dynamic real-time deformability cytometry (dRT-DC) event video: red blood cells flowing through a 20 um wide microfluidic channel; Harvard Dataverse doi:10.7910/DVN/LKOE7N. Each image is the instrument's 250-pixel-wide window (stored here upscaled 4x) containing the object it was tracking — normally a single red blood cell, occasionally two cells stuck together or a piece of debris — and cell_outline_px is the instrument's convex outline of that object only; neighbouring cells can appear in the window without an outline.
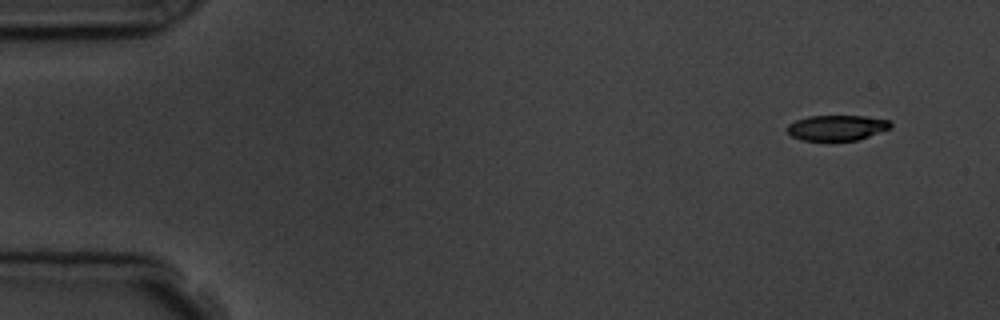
{"species": "common noctule bat (a hibernating species)", "species_latin": "Nyctalus noctula", "temperature_condition": "room temperature", "stored_images_in_passage": 5, "camera_frame_rate_fps": 3000, "um_per_image_px": 0.085, "animal": {"sex": "male", "body_mass_g": 19.5, "forearm_length_mm": 54.6}, "frame": {"image": 1, "passage_image": 1, "time_ms": 0.0, "image_size_px": [1000, 320], "cell_outline_px": [[892, 128], [856, 140], [800, 140], [792, 136], [788, 132], [788, 124], [796, 120], [808, 116], [864, 116], [888, 120], [892, 124]], "centroid_in_image_um": [71.13, 10.85], "position_along_channel_um": 13.9, "area_um2": 15.14}}
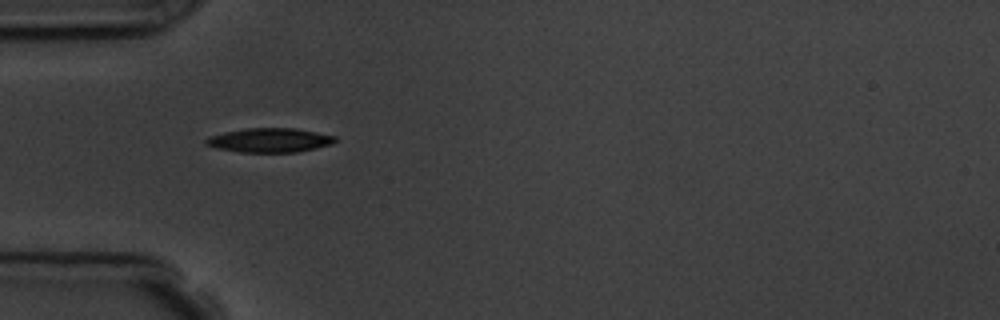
{"frame": {"image": 2, "passage_image": 4, "time_ms": 4.333, "image_size_px": [1000, 320], "cell_outline_px": [[336, 140], [332, 144], [316, 148], [296, 152], [240, 152], [216, 148], [204, 144], [204, 140], [208, 136], [224, 132], [244, 128], [296, 128], [336, 136]], "centroid_in_image_um": [22.89, 11.91], "position_along_channel_um": 62.1, "area_um2": 18.32}}